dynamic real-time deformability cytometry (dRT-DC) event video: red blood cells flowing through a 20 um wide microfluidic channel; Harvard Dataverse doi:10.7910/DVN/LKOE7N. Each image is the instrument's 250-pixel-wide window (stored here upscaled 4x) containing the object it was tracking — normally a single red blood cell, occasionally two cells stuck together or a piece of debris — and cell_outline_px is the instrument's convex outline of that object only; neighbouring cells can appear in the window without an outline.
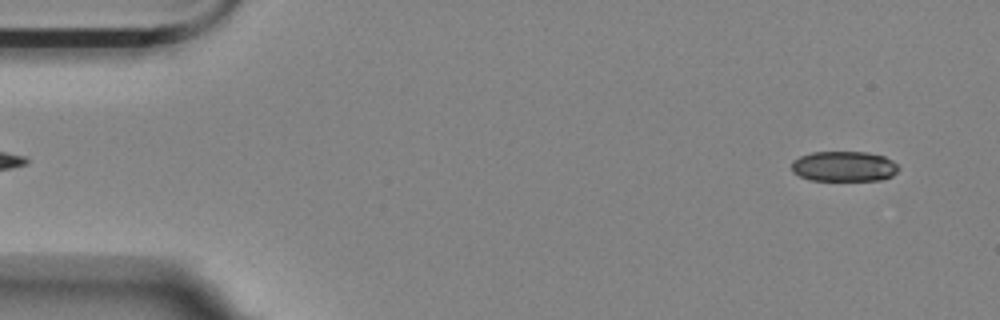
{"species": "Egyptian fruit bat (a non-hibernating species)", "species_latin": "Rousettus aegyptiacus", "temperature_condition": "room temperature", "stored_images_in_passage": 56, "camera_frame_rate_fps": 3000, "um_per_image_px": 0.085, "animal": {"sex": "female"}, "frame": {"image": 1, "passage_image": 3, "time_ms": 0.667, "image_size_px": [1000, 320], "cell_outline_px": [[900, 168], [892, 176], [880, 180], [812, 180], [800, 176], [792, 172], [792, 160], [800, 156], [812, 152], [868, 152], [884, 156], [892, 160]], "centroid_in_image_um": [71.74, 14.13], "position_along_channel_um": 13.3, "area_um2": 18.9}}
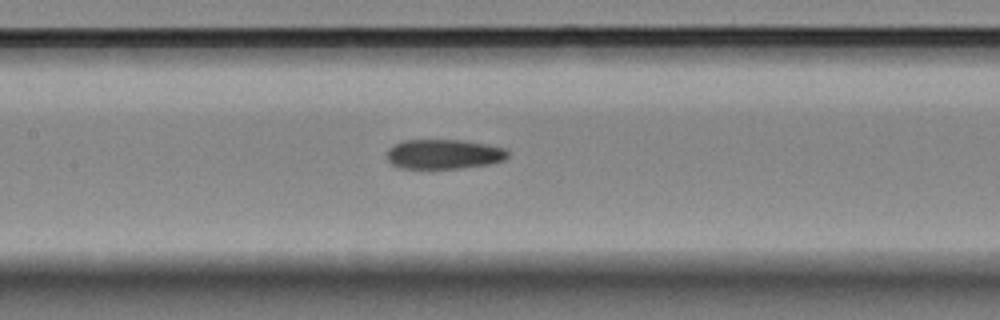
{"frame": {"image": 2, "passage_image": 25, "time_ms": 8.0, "image_size_px": [1000, 320], "cell_outline_px": [[508, 156], [504, 160], [488, 164], [460, 168], [400, 168], [392, 164], [388, 160], [388, 148], [404, 140], [460, 140], [484, 144], [504, 148], [508, 152]], "centroid_in_image_um": [37.71, 13.1], "position_along_channel_um": 169.7, "area_um2": 20.63}}
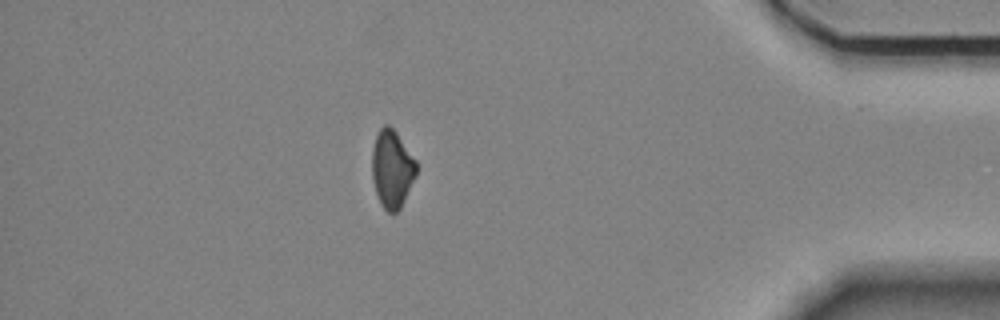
{"frame": {"image": 3, "passage_image": 48, "time_ms": 15.667, "image_size_px": [1000, 320], "cell_outline_px": [[416, 176], [400, 208], [396, 212], [388, 212], [380, 204], [372, 180], [372, 148], [376, 136], [380, 128], [384, 124], [388, 124], [396, 132], [416, 160]], "centroid_in_image_um": [33.31, 14.35], "position_along_channel_um": 401.9, "area_um2": 20.0}, "authors_computed_cell_mechanics": {"area_um2": 20.8947, "velocity_mm_per_s": 3.5651, "shape_relaxation_time_tau1_ms": null, "shape_relaxation_time_tau2_ms": 8.0633, "deformation_change_tau1": null, "deformation_change_tau2": 0.1599}}